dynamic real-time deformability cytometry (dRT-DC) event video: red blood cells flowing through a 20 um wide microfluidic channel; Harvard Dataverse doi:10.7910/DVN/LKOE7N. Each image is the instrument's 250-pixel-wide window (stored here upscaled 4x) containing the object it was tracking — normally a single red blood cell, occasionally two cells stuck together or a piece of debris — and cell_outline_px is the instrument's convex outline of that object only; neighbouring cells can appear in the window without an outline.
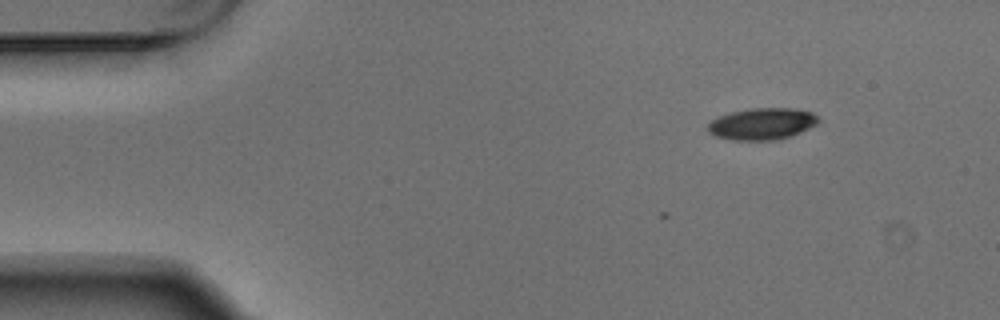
{"species": "Egyptian fruit bat (a non-hibernating species)", "species_latin": "Rousettus aegyptiacus", "temperature_condition": "warm", "stored_images_in_passage": 4, "camera_frame_rate_fps": 3000, "um_per_image_px": 0.085, "animal": {"sex": "male"}, "frame": {"image": 1, "passage_image": 1, "time_ms": 0.0, "image_size_px": [1000, 320], "cell_outline_px": [[820, 120], [816, 124], [800, 132], [776, 140], [732, 140], [716, 136], [708, 132], [708, 124], [712, 120], [720, 116], [732, 112], [752, 108], [792, 108], [812, 112]], "centroid_in_image_um": [64.77, 10.52], "position_along_channel_um": 20.2, "area_um2": 20.17}}
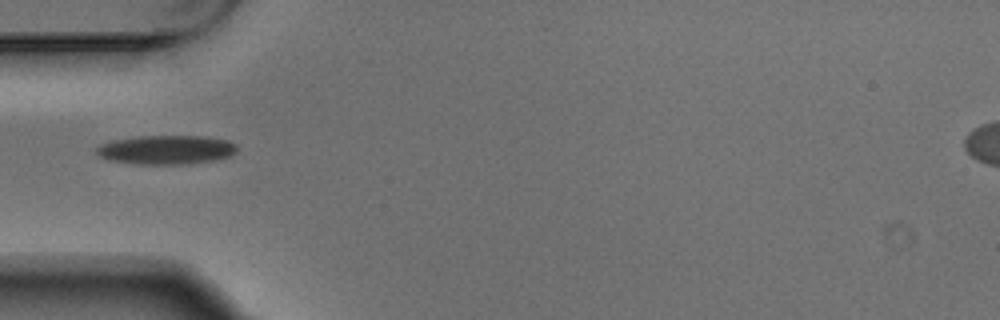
{"frame": {"image": 2, "passage_image": 4, "time_ms": 1.0, "image_size_px": [1000, 320], "cell_outline_px": [[236, 152], [228, 156], [212, 160], [188, 164], [140, 164], [108, 160], [100, 156], [96, 152], [96, 148], [100, 144], [112, 140], [140, 136], [204, 136], [228, 140], [236, 144]], "centroid_in_image_um": [14.11, 12.72], "position_along_channel_um": 70.9, "area_um2": 23.7}}